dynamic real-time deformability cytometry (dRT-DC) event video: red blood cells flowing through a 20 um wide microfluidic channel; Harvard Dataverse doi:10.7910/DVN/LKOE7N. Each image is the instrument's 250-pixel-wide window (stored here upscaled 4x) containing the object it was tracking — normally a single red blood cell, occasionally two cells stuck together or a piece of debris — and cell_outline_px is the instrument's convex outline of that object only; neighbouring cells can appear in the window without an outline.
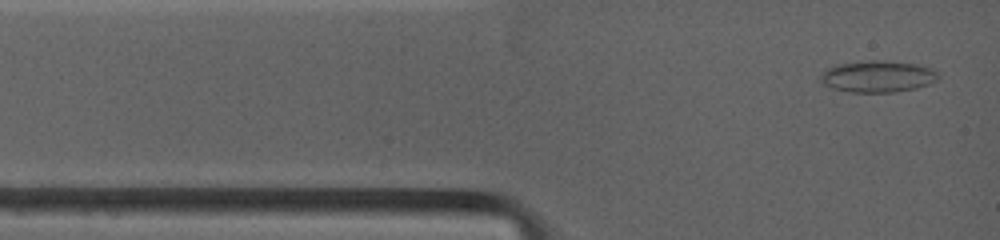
{"species": "common noctule bat (a hibernating species)", "species_latin": "Nyctalus noctula", "temperature_condition": "warm", "stored_images_in_passage": 6, "camera_frame_rate_fps": 4500, "um_per_image_px": 0.085, "animal": {"sex": "female", "body_mass_g": 19.0, "forearm_length_mm": 53.3}, "frame": {"image": 1, "passage_image": 2, "time_ms": 0.222, "image_size_px": [1000, 240], "cell_outline_px": [[940, 76], [936, 80], [928, 84], [916, 88], [896, 92], [852, 92], [832, 88], [824, 84], [820, 80], [820, 76], [832, 64], [864, 60], [876, 60], [916, 64], [928, 68], [936, 72]], "centroid_in_image_um": [74.56, 6.49], "position_along_channel_um": 10.4, "area_um2": 21.62}}
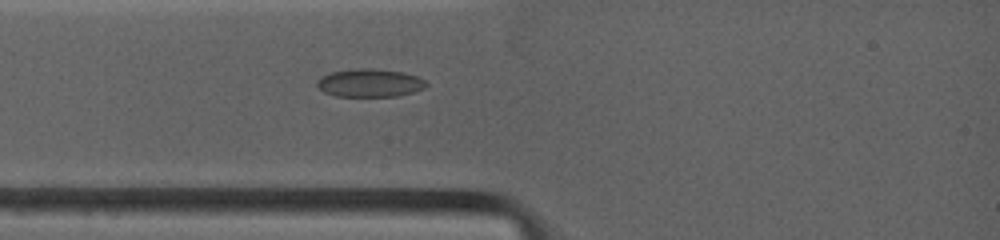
{"frame": {"image": 2, "passage_image": 6, "time_ms": 2.222, "image_size_px": [1000, 240], "cell_outline_px": [[428, 84], [424, 88], [412, 92], [396, 96], [336, 96], [324, 92], [316, 84], [316, 80], [320, 76], [332, 72], [356, 68], [372, 68], [404, 72], [416, 76], [424, 80]], "centroid_in_image_um": [31.41, 7.04], "position_along_channel_um": 53.6, "area_um2": 17.86}}